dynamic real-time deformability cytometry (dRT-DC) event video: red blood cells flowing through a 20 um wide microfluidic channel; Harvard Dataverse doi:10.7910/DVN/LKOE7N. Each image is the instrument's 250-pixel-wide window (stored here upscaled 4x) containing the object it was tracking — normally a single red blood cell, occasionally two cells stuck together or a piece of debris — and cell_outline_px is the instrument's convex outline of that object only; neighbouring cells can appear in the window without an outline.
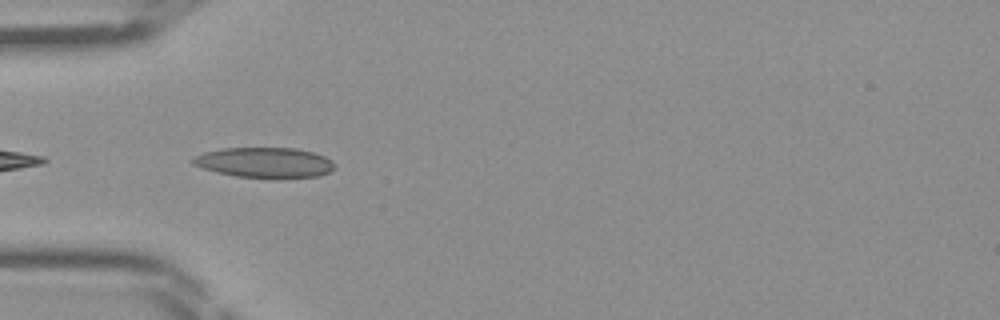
{"species": "Egyptian fruit bat (a non-hibernating species)", "species_latin": "Rousettus aegyptiacus", "temperature_condition": "room temperature", "stored_images_in_passage": 10, "camera_frame_rate_fps": 3000, "um_per_image_px": 0.085, "frame": {"image": 1, "passage_image": 2, "time_ms": 0.333, "image_size_px": [1000, 320], "cell_outline_px": [[336, 168], [320, 176], [236, 176], [216, 172], [192, 164], [192, 160], [196, 156], [204, 152], [224, 148], [296, 148], [316, 152], [332, 160], [336, 164]], "centroid_in_image_um": [22.53, 13.78], "position_along_channel_um": 62.5, "area_um2": 24.45}}